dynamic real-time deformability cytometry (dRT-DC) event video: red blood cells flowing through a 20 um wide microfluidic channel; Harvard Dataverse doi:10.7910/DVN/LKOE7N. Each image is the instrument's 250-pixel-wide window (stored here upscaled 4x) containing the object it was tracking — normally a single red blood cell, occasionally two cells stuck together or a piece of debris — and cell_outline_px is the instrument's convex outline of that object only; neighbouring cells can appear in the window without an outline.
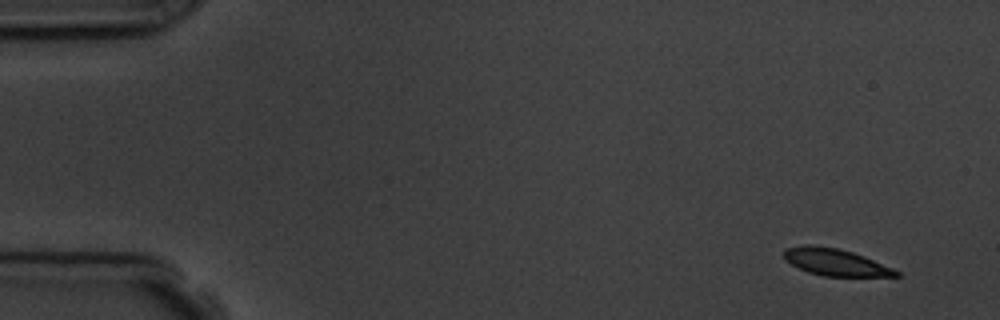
{"species": "common noctule bat (a hibernating species)", "species_latin": "Nyctalus noctula", "temperature_condition": "room temperature", "stored_images_in_passage": 4, "camera_frame_rate_fps": 3000, "um_per_image_px": 0.085, "animal": {"sex": "male", "body_mass_g": 19.5, "forearm_length_mm": 54.6}, "frame": {"image": 1, "passage_image": 1, "time_ms": 0.0, "image_size_px": [1000, 320], "cell_outline_px": [[900, 276], [824, 276], [808, 272], [784, 260], [784, 248], [804, 244], [812, 244], [836, 248], [852, 252], [864, 256], [892, 268], [900, 272]], "centroid_in_image_um": [70.97, 22.27], "position_along_channel_um": 14.0, "area_um2": 17.51}}
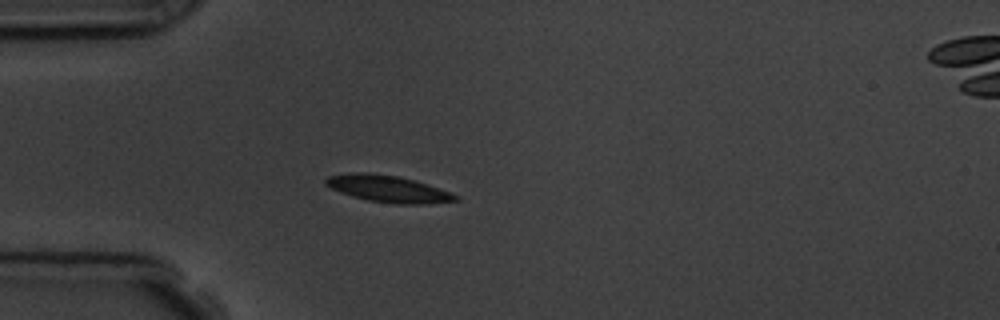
{"frame": {"image": 2, "passage_image": 4, "time_ms": 4.0, "image_size_px": [1000, 320], "cell_outline_px": [[460, 200], [428, 204], [396, 204], [368, 200], [352, 196], [340, 192], [324, 184], [324, 180], [328, 176], [356, 172], [364, 172], [400, 176], [416, 180], [452, 192], [460, 196]], "centroid_in_image_um": [33.05, 16.05], "position_along_channel_um": 52.0, "area_um2": 20.46}}